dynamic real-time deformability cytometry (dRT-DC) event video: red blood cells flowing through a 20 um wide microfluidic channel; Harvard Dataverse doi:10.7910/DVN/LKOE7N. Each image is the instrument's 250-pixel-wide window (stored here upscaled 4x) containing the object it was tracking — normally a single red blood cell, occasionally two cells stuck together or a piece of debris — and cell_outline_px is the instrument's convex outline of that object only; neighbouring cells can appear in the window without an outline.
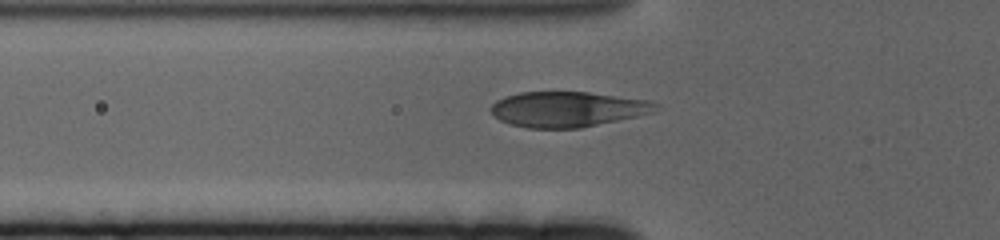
{"species": "human", "species_latin": "Homo sapiens", "temperature_condition": "cold", "stored_images_in_passage": 42, "camera_frame_rate_fps": 3000, "um_per_image_px": 0.085, "donor": {"sex": "female"}, "frame": {"image": 1, "passage_image": 3, "time_ms": 0.667, "image_size_px": [1000, 240], "cell_outline_px": [[660, 104], [656, 112], [580, 128], [528, 128], [512, 124], [500, 120], [488, 108], [496, 100], [504, 96], [520, 92], [588, 92], [648, 100]], "centroid_in_image_um": [48.25, 9.28], "position_along_channel_um": 77.6, "area_um2": 33.93}}
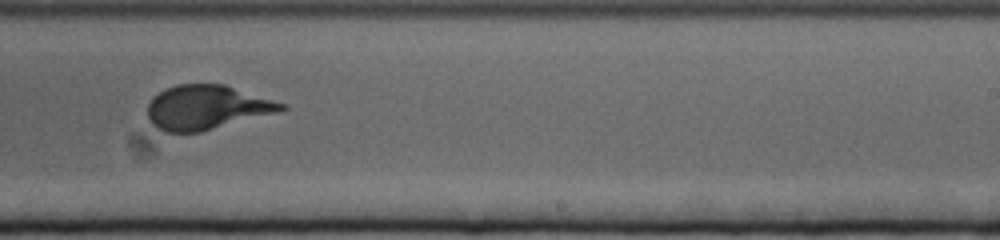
{"frame": {"image": 2, "passage_image": 21, "time_ms": 6.667, "image_size_px": [1000, 240], "cell_outline_px": [[288, 108], [276, 112], [200, 132], [164, 132], [156, 128], [148, 120], [148, 104], [152, 96], [176, 84], [224, 84], [288, 104]], "centroid_in_image_um": [17.55, 9.12], "position_along_channel_um": 271.5, "area_um2": 34.45}}
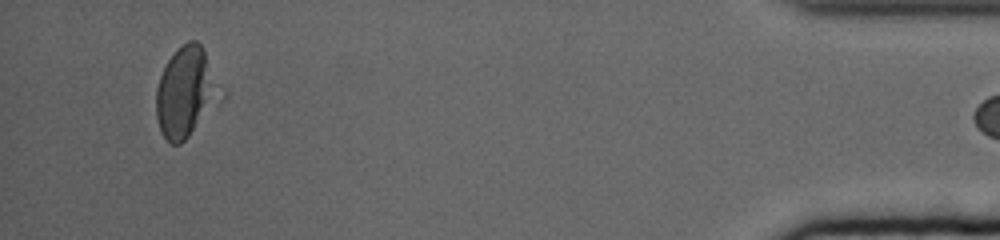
{"frame": {"image": 3, "passage_image": 41, "time_ms": 13.333, "image_size_px": [1000, 240], "cell_outline_px": [[204, 68], [200, 104], [192, 128], [188, 136], [180, 144], [172, 144], [160, 132], [156, 116], [156, 88], [160, 76], [168, 60], [176, 48], [188, 40], [196, 40], [204, 48]], "centroid_in_image_um": [15.32, 7.79], "position_along_channel_um": 419.9, "area_um2": 26.88}}